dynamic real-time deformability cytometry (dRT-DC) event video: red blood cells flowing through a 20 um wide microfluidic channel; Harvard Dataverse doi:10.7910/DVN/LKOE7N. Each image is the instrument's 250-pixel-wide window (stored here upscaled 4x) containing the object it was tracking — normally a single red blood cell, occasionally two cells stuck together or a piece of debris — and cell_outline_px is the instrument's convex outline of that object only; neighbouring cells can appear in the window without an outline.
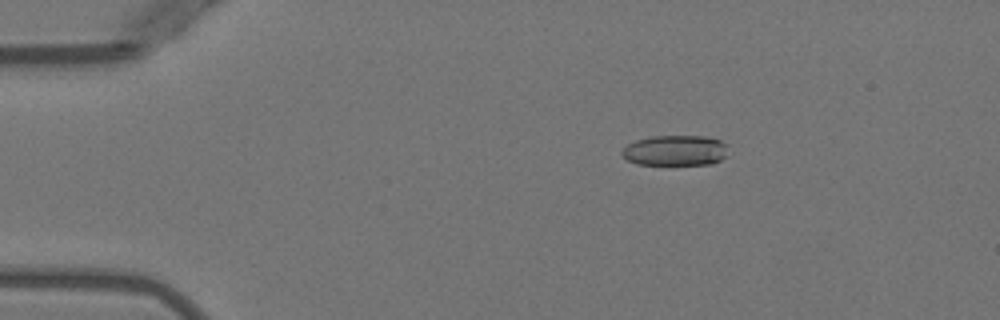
{"species": "Egyptian fruit bat (a non-hibernating species)", "species_latin": "Rousettus aegyptiacus", "temperature_condition": "warm", "stored_images_in_passage": 5, "camera_frame_rate_fps": 3000, "um_per_image_px": 0.085, "animal": {"sex": "female"}, "frame": {"image": 1, "passage_image": 2, "time_ms": 1.333, "image_size_px": [1000, 320], "cell_outline_px": [[728, 156], [712, 164], [636, 164], [628, 160], [620, 152], [628, 144], [636, 140], [652, 136], [704, 136], [720, 140], [724, 144]], "centroid_in_image_um": [57.4, 12.79], "position_along_channel_um": 27.6, "area_um2": 18.73}}
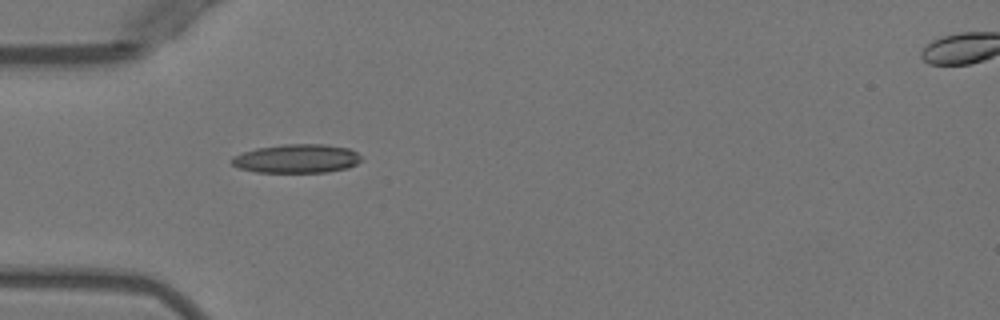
{"frame": {"image": 2, "passage_image": 4, "time_ms": 3.667, "image_size_px": [1000, 320], "cell_outline_px": [[364, 160], [348, 168], [328, 172], [256, 172], [240, 168], [232, 164], [232, 156], [256, 148], [284, 144], [324, 144], [348, 148], [356, 152]], "centroid_in_image_um": [25.25, 13.48], "position_along_channel_um": 59.7, "area_um2": 21.73}}
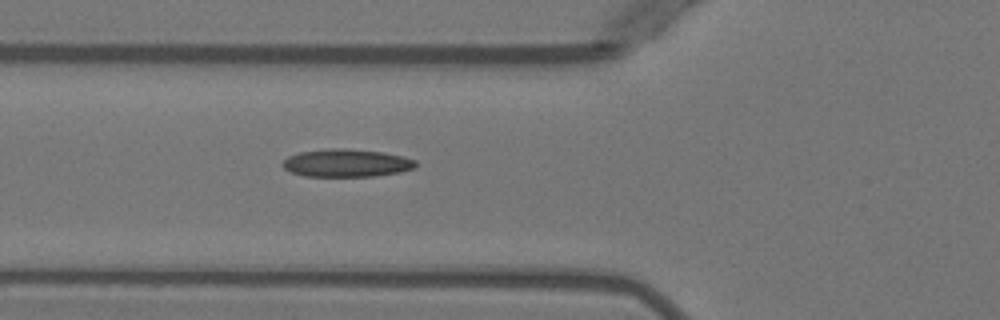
{"frame": {"image": 3, "passage_image": 5, "time_ms": 4.667, "image_size_px": [1000, 320], "cell_outline_px": [[416, 168], [400, 172], [372, 176], [304, 176], [292, 172], [284, 168], [280, 164], [288, 156], [300, 152], [332, 148], [344, 148], [384, 152], [404, 156], [416, 160]], "centroid_in_image_um": [29.47, 13.85], "position_along_channel_um": 96.3, "area_um2": 21.62}}